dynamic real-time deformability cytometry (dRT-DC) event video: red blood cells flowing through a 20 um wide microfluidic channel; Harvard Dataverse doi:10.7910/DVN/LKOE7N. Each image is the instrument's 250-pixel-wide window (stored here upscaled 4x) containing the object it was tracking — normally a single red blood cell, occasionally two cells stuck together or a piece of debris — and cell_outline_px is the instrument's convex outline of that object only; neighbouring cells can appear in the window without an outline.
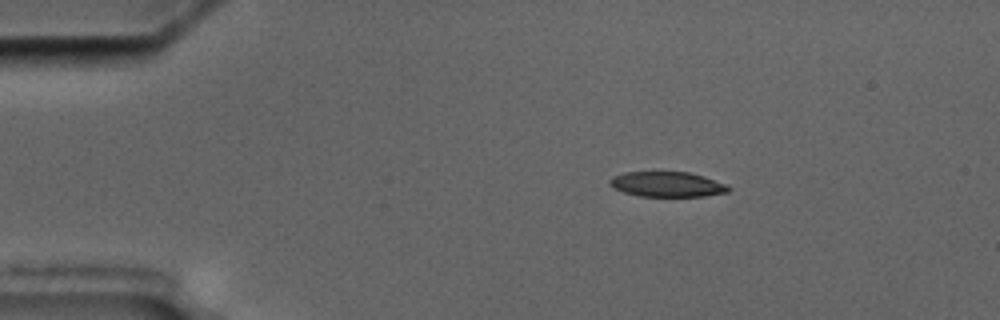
{"species": "common noctule bat (a hibernating species)", "species_latin": "Nyctalus noctula", "temperature_condition": "cold", "stored_images_in_passage": 4, "segment_of_instrument_passage": [1, 2], "camera_frame_rate_fps": 3000, "um_per_image_px": 0.085, "animal": {"sex": "male", "body_mass_g": 17.5, "forearm_length_mm": 52.3}, "frame": {"image": 1, "passage_image": 1, "time_ms": 0.0, "image_size_px": [1000, 320], "cell_outline_px": [[732, 188], [728, 192], [704, 196], [640, 196], [624, 192], [608, 184], [608, 180], [612, 176], [624, 172], [688, 172], [704, 176], [728, 184]], "centroid_in_image_um": [56.73, 15.66], "position_along_channel_um": 28.3, "area_um2": 17.46}}